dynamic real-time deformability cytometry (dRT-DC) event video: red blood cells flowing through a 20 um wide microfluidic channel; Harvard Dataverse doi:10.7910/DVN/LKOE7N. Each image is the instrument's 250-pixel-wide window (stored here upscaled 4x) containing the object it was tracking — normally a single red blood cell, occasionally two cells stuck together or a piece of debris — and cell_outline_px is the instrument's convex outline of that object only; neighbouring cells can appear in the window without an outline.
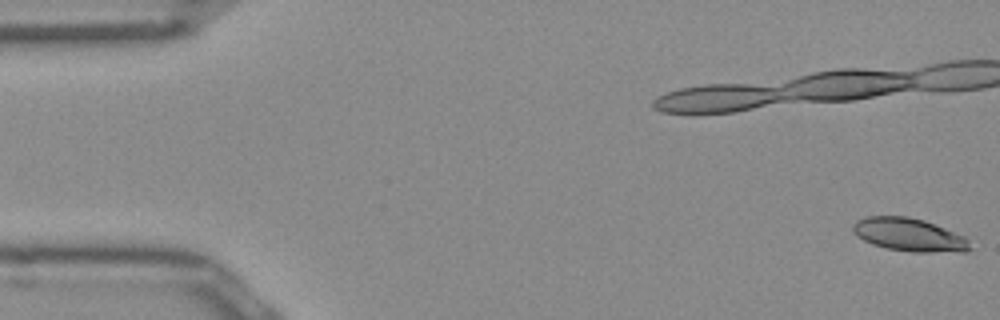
{"species": "Egyptian fruit bat (a non-hibernating species)", "species_latin": "Rousettus aegyptiacus", "temperature_condition": "room temperature", "stored_images_in_passage": 52, "camera_frame_rate_fps": 3000, "um_per_image_px": 0.085, "frame": {"image": 1, "passage_image": 1, "time_ms": 0.0, "image_size_px": [1000, 320], "cell_outline_px": [[972, 248], [964, 252], [912, 252], [884, 248], [872, 244], [856, 236], [852, 232], [852, 224], [856, 220], [864, 216], [908, 216], [924, 220], [964, 236], [968, 240]], "centroid_in_image_um": [77.24, 19.95], "position_along_channel_um": 7.8, "area_um2": 22.83}}
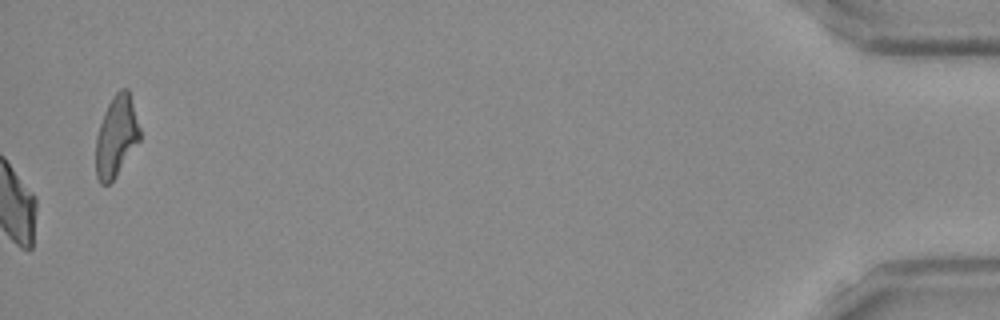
{"frame": {"image": 2, "passage_image": 52, "time_ms": 17.0, "image_size_px": [1000, 320], "cell_outline_px": [[140, 140], [116, 176], [108, 184], [100, 184], [96, 176], [96, 136], [104, 112], [112, 96], [120, 88], [128, 88], [140, 128]], "centroid_in_image_um": [9.88, 11.58], "position_along_channel_um": 425.3, "area_um2": 20.69}, "authors_computed_cell_mechanics": {"area_um2": 23.7847, "velocity_mm_per_s": 3.9416, "shape_relaxation_time_tau1_ms": 10.689, "shape_relaxation_time_tau2_ms": 4.4185, "deformation_change_tau1": 0.2468, "deformation_change_tau2": 0.1073}}